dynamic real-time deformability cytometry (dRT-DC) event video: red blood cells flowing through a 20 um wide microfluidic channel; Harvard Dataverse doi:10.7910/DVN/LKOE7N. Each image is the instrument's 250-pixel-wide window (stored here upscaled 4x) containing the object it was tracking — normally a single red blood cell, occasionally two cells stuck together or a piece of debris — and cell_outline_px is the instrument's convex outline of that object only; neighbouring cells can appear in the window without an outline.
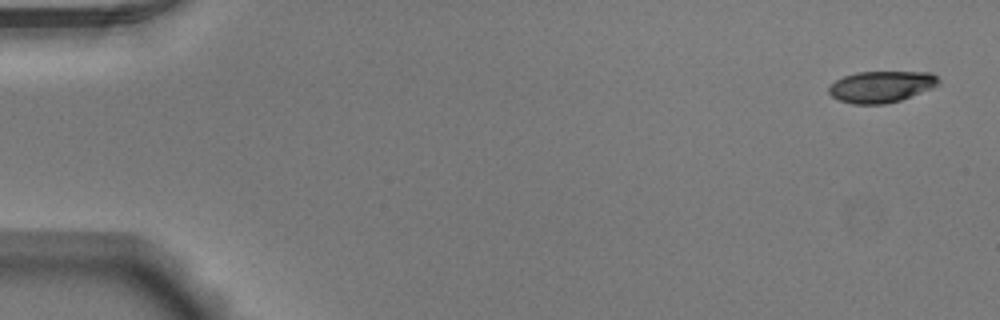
{"species": "Egyptian fruit bat (a non-hibernating species)", "species_latin": "Rousettus aegyptiacus", "temperature_condition": "warm", "stored_images_in_passage": 51, "camera_frame_rate_fps": 3000, "um_per_image_px": 0.085, "animal": {"sex": "male"}, "frame": {"image": 1, "passage_image": 1, "time_ms": 0.0, "image_size_px": [1000, 320], "cell_outline_px": [[940, 84], [932, 88], [900, 100], [884, 104], [852, 104], [840, 100], [832, 96], [828, 92], [828, 88], [836, 80], [844, 76], [856, 72], [932, 72], [940, 80]], "centroid_in_image_um": [74.92, 7.36], "position_along_channel_um": 10.1, "area_um2": 20.06}}
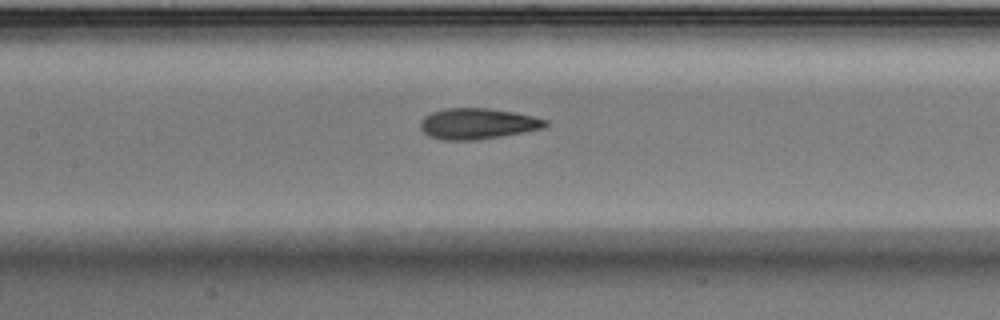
{"frame": {"image": 2, "passage_image": 24, "time_ms": 7.667, "image_size_px": [1000, 320], "cell_outline_px": [[548, 124], [544, 128], [524, 132], [476, 140], [444, 140], [428, 136], [420, 128], [420, 120], [424, 116], [432, 112], [444, 108], [488, 108], [516, 112], [548, 120]], "centroid_in_image_um": [40.58, 10.51], "position_along_channel_um": 166.8, "area_um2": 22.6}}
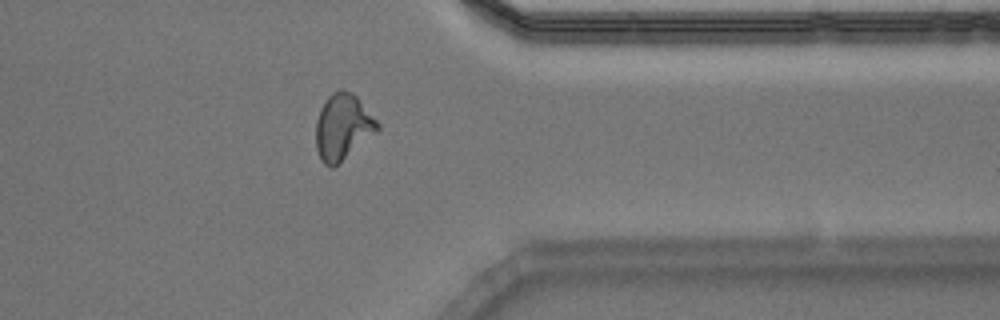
{"frame": {"image": 3, "passage_image": 41, "time_ms": 13.333, "image_size_px": [1000, 320], "cell_outline_px": [[380, 128], [376, 132], [332, 168], [324, 164], [320, 160], [316, 148], [316, 120], [320, 108], [328, 96], [340, 88], [344, 88], [352, 92], [356, 96], [380, 124]], "centroid_in_image_um": [29.11, 10.76], "position_along_channel_um": 382.3, "area_um2": 23.47}, "authors_computed_cell_mechanics": {"area_um2": 22.4264, "velocity_mm_per_s": 3.9231, "shape_relaxation_time_tau1_ms": 3.8589, "shape_relaxation_time_tau2_ms": 1.6071, "deformation_change_tau1": 0.2029, "deformation_change_tau2": 0.1003}}